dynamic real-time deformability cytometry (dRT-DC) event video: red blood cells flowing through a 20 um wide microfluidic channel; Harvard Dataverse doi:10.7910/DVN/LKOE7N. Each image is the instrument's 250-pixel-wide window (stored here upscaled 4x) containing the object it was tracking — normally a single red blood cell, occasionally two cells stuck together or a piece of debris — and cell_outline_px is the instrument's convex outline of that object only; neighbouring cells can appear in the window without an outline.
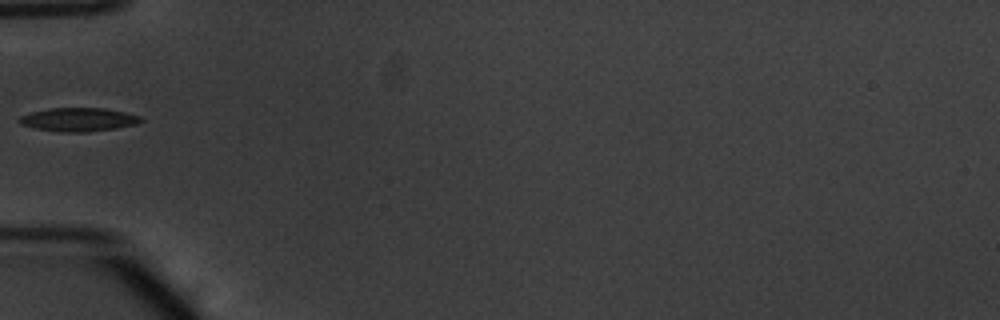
{"species": "common noctule bat (a hibernating species)", "species_latin": "Nyctalus noctula", "temperature_condition": "warm", "stored_images_in_passage": 15, "camera_frame_rate_fps": 3000, "um_per_image_px": 0.085, "animal": {"sex": "male", "body_mass_g": 20.1, "forearm_length_mm": 53.5}, "frame": {"image": 1, "passage_image": 1, "time_ms": 0.0, "image_size_px": [1000, 320], "cell_outline_px": [[144, 120], [136, 124], [116, 128], [88, 132], [60, 132], [36, 128], [20, 124], [16, 120], [20, 116], [32, 112], [48, 108], [104, 108], [124, 112], [140, 116]], "centroid_in_image_um": [6.65, 10.16], "position_along_channel_um": 78.3, "area_um2": 16.7}}